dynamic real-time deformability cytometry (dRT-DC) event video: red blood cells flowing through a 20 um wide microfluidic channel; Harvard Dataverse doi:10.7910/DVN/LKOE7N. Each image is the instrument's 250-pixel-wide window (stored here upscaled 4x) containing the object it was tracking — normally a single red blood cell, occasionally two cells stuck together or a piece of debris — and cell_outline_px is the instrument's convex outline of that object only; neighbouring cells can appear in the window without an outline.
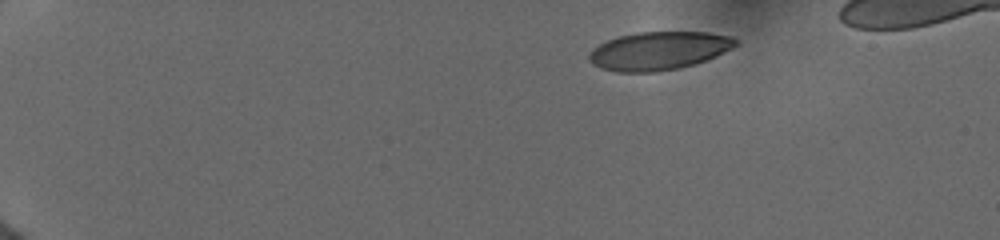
{"species": "human", "species_latin": "Homo sapiens", "temperature_condition": "cold", "stored_images_in_passage": 8, "camera_frame_rate_fps": 3000, "um_per_image_px": 0.085, "donor": {"sex": "female"}, "frame": {"image": 1, "passage_image": 1, "time_ms": 0.0, "image_size_px": [1000, 240], "cell_outline_px": [[740, 44], [732, 48], [704, 60], [692, 64], [676, 68], [656, 72], [616, 72], [600, 68], [592, 64], [588, 60], [588, 56], [592, 48], [616, 36], [636, 32], [708, 32], [732, 36]], "centroid_in_image_um": [55.95, 4.31], "position_along_channel_um": 29.1, "area_um2": 32.66}}
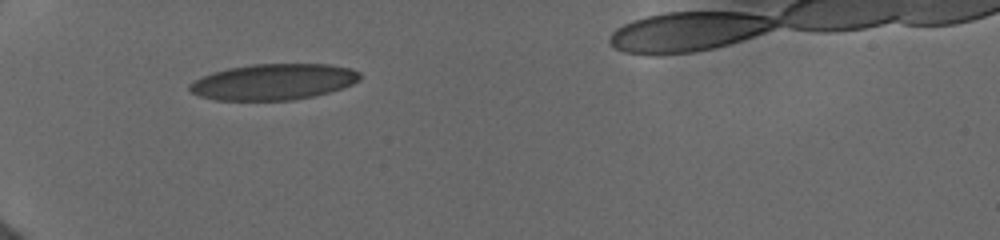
{"frame": {"image": 2, "passage_image": 6, "time_ms": 3.333, "image_size_px": [1000, 240], "cell_outline_px": [[360, 80], [344, 88], [316, 96], [292, 100], [216, 100], [200, 96], [192, 92], [188, 88], [188, 84], [212, 72], [228, 68], [252, 64], [332, 64], [352, 68], [360, 72]], "centroid_in_image_um": [23.29, 6.95], "position_along_channel_um": 61.7, "area_um2": 35.95}}
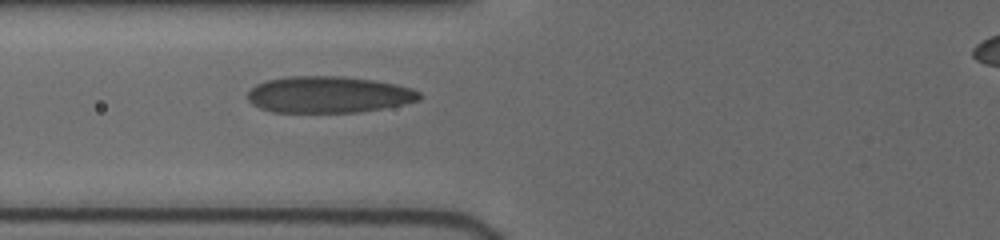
{"frame": {"image": 3, "passage_image": 8, "time_ms": 4.667, "image_size_px": [1000, 240], "cell_outline_px": [[424, 96], [420, 100], [404, 104], [360, 112], [272, 112], [260, 108], [252, 104], [248, 100], [248, 92], [256, 84], [268, 80], [288, 76], [340, 76], [372, 80], [396, 84], [412, 88], [420, 92]], "centroid_in_image_um": [27.95, 8.04], "position_along_channel_um": 97.8, "area_um2": 36.65}}